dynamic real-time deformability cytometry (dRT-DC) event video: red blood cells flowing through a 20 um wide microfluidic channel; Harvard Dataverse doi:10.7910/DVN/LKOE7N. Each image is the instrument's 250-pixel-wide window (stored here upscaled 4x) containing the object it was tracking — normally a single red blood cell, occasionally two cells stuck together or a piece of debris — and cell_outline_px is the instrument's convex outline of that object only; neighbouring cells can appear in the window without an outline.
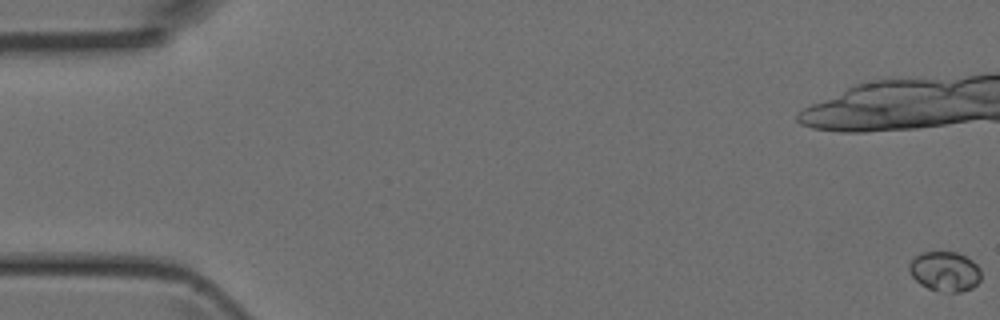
{"species": "Egyptian fruit bat (a non-hibernating species)", "species_latin": "Rousettus aegyptiacus", "temperature_condition": "room temperature", "stored_images_in_passage": 4, "camera_frame_rate_fps": 3000, "um_per_image_px": 0.085, "animal": {"sex": "female"}, "frame": {"image": 1, "passage_image": 1, "time_ms": 0.0, "image_size_px": [1000, 320], "cell_outline_px": [[980, 280], [972, 288], [960, 292], [948, 292], [928, 288], [920, 284], [912, 276], [908, 268], [912, 260], [920, 252], [956, 252], [972, 260], [980, 268]], "centroid_in_image_um": [80.32, 23.07], "position_along_channel_um": 4.7, "area_um2": 16.53}}